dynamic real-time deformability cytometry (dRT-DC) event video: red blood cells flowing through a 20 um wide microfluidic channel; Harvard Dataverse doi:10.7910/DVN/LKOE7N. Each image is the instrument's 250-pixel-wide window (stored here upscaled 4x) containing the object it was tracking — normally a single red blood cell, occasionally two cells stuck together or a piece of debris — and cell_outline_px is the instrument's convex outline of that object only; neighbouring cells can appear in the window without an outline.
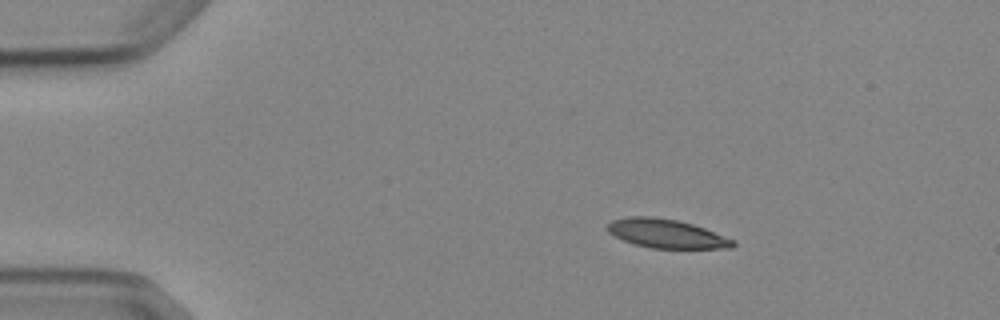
{"species": "Egyptian fruit bat (a non-hibernating species)", "species_latin": "Rousettus aegyptiacus", "temperature_condition": "cold", "stored_images_in_passage": 3, "camera_frame_rate_fps": 3000, "um_per_image_px": 0.085, "animal": {"sex": "female"}, "frame": {"image": 1, "passage_image": 1, "time_ms": 0.0, "image_size_px": [1000, 320], "cell_outline_px": [[736, 244], [732, 248], [652, 248], [636, 244], [624, 240], [608, 232], [608, 224], [612, 220], [628, 216], [652, 216], [680, 220], [704, 228], [736, 240]], "centroid_in_image_um": [56.68, 19.85], "position_along_channel_um": 28.3, "area_um2": 21.04}}